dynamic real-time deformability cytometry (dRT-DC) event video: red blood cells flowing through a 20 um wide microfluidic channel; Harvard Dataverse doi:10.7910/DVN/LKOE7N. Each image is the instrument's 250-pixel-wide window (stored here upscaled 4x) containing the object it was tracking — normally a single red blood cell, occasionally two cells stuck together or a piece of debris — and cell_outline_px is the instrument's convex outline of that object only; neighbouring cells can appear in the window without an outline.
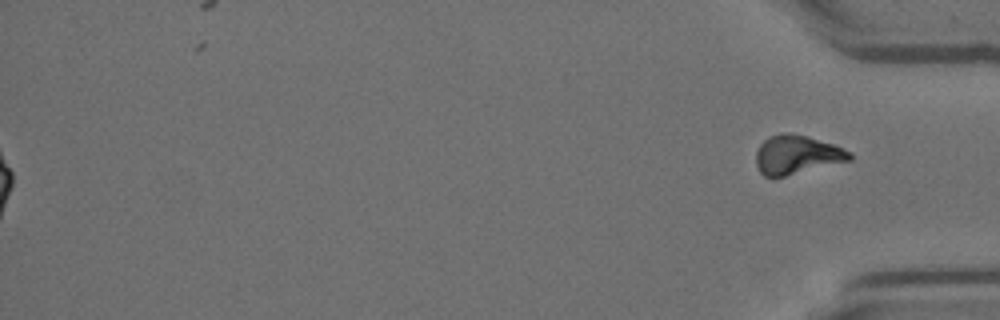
{"species": "Egyptian fruit bat (a non-hibernating species)", "species_latin": "Rousettus aegyptiacus", "temperature_condition": "room temperature", "stored_images_in_passage": 50, "segment_of_instrument_passage": [2, 2], "camera_frame_rate_fps": 3000, "um_per_image_px": 0.085, "animal": {"sex": "female"}, "frame": {"image": 1, "passage_image": 50, "time_ms": 16.333, "image_size_px": [1000, 320], "cell_outline_px": [[852, 160], [784, 176], [764, 176], [760, 172], [756, 164], [756, 152], [760, 144], [768, 136], [780, 132], [788, 132], [808, 136], [844, 148], [852, 152]], "centroid_in_image_um": [67.73, 13.13], "position_along_channel_um": 367.5, "area_um2": 21.27}}